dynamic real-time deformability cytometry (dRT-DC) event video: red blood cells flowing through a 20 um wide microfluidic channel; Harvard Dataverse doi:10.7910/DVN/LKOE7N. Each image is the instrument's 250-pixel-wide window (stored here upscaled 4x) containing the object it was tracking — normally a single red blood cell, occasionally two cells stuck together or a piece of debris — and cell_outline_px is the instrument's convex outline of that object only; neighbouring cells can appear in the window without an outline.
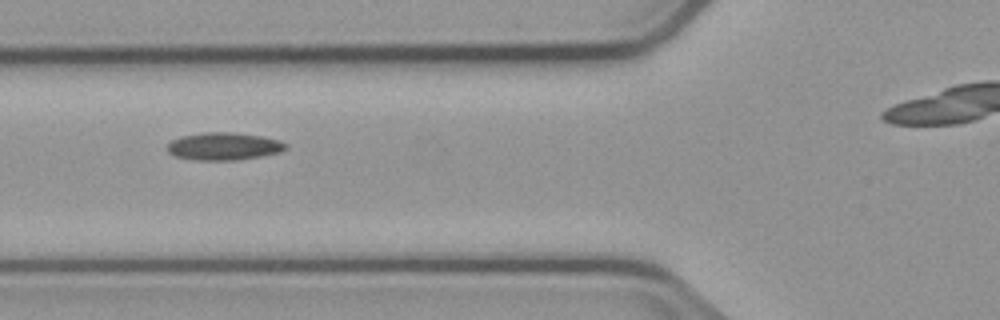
{"species": "common noctule bat (a hibernating species)", "species_latin": "Nyctalus noctula", "temperature_condition": "cold", "stored_images_in_passage": 5, "camera_frame_rate_fps": 3000, "um_per_image_px": 0.085, "animal": {"sex": "male", "body_mass_g": 23.1, "forearm_length_mm": 52.7}, "frame": {"image": 1, "passage_image": 3, "time_ms": 2.333, "image_size_px": [1000, 320], "cell_outline_px": [[288, 148], [280, 152], [260, 156], [236, 160], [196, 160], [176, 156], [168, 152], [168, 144], [172, 140], [180, 136], [204, 132], [232, 132], [260, 136], [280, 140], [288, 144]], "centroid_in_image_um": [19.04, 12.43], "position_along_channel_um": 106.8, "area_um2": 19.02}}
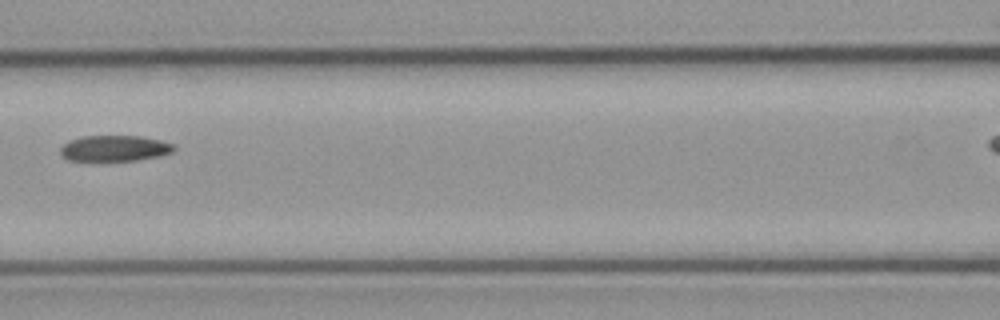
{"frame": {"image": 2, "passage_image": 4, "time_ms": 3.667, "image_size_px": [1000, 320], "cell_outline_px": [[176, 148], [172, 152], [160, 156], [136, 160], [68, 160], [60, 156], [60, 148], [68, 140], [84, 136], [140, 136], [160, 140], [176, 144]], "centroid_in_image_um": [9.75, 12.6], "position_along_channel_um": 156.9, "area_um2": 17.17}}
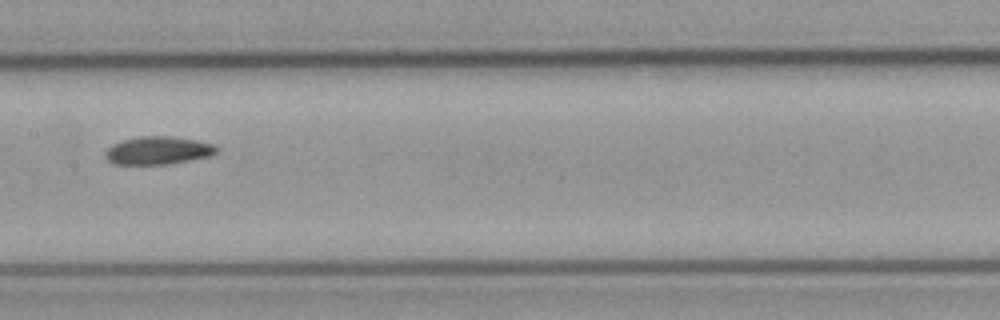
{"frame": {"image": 3, "passage_image": 5, "time_ms": 4.667, "image_size_px": [1000, 320], "cell_outline_px": [[220, 148], [216, 152], [208, 156], [168, 164], [112, 164], [104, 156], [104, 152], [112, 144], [124, 140], [140, 136], [172, 136], [196, 140], [212, 144]], "centroid_in_image_um": [13.4, 12.78], "position_along_channel_um": 194.0, "area_um2": 18.03}}